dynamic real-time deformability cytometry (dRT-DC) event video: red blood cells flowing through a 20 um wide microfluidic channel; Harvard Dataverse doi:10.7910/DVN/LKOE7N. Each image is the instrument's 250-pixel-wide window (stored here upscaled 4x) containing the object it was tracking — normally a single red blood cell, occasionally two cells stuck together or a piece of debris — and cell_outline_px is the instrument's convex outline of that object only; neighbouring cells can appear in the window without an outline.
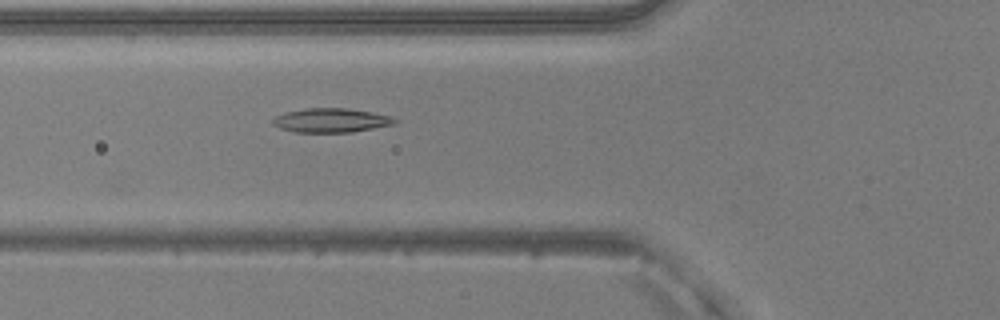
{"species": "common noctule bat (a hibernating species)", "species_latin": "Nyctalus noctula", "temperature_condition": "warm", "stored_images_in_passage": 40, "camera_frame_rate_fps": 3000, "um_per_image_px": 0.085, "animal": {"sex": "male", "body_mass_g": 20.5, "forearm_length_mm": 52.5}, "frame": {"image": 1, "passage_image": 8, "time_ms": 2.333, "image_size_px": [1000, 320], "cell_outline_px": [[396, 124], [352, 132], [296, 132], [280, 128], [272, 124], [272, 120], [276, 116], [284, 112], [308, 108], [348, 108], [372, 112], [392, 116], [396, 120]], "centroid_in_image_um": [28.15, 10.22], "position_along_channel_um": 97.6, "area_um2": 17.17}}
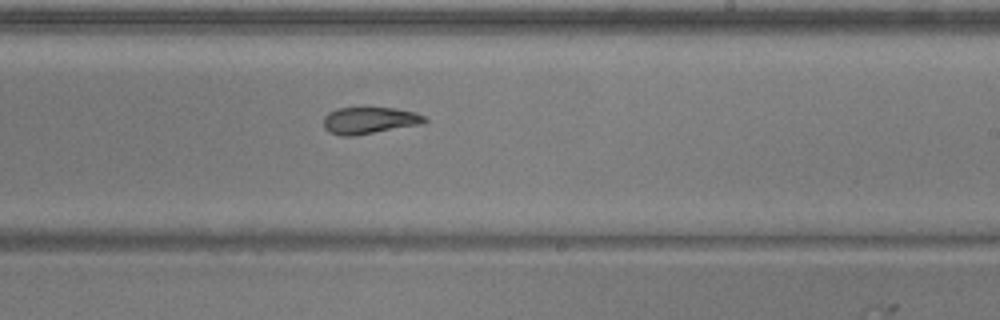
{"frame": {"image": 2, "passage_image": 20, "time_ms": 6.333, "image_size_px": [1000, 320], "cell_outline_px": [[428, 120], [424, 124], [356, 136], [340, 136], [328, 132], [324, 128], [324, 116], [328, 112], [336, 108], [364, 104], [396, 108], [416, 112], [424, 116]], "centroid_in_image_um": [31.39, 10.19], "position_along_channel_um": 257.6, "area_um2": 16.99}}
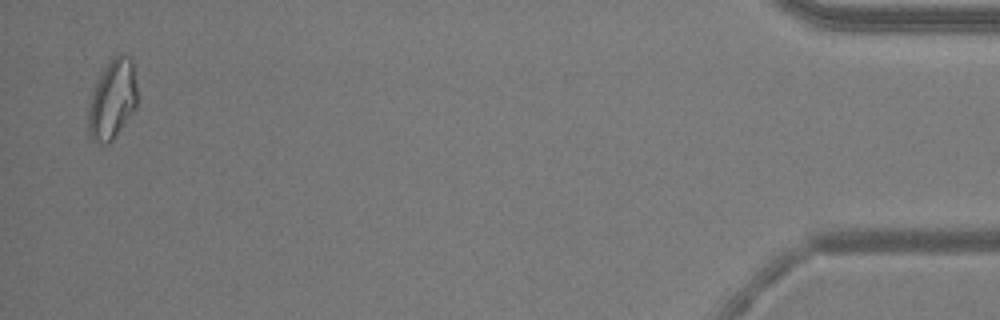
{"frame": {"image": 3, "passage_image": 39, "time_ms": 12.667, "image_size_px": [1000, 320], "cell_outline_px": [[136, 108], [112, 140], [108, 144], [104, 144], [92, 140], [88, 132], [88, 108], [92, 92], [104, 68], [116, 56], [128, 56], [132, 60], [136, 88]], "centroid_in_image_um": [9.54, 8.51], "position_along_channel_um": 425.7, "area_um2": 22.14}, "authors_computed_cell_mechanics": {"area_um2": 17.051, "velocity_mm_per_s": 3.986, "shape_relaxation_time_tau1_ms": null, "shape_relaxation_time_tau2_ms": 3.9091, "deformation_change_tau1": null, "deformation_change_tau2": 0.1128}}